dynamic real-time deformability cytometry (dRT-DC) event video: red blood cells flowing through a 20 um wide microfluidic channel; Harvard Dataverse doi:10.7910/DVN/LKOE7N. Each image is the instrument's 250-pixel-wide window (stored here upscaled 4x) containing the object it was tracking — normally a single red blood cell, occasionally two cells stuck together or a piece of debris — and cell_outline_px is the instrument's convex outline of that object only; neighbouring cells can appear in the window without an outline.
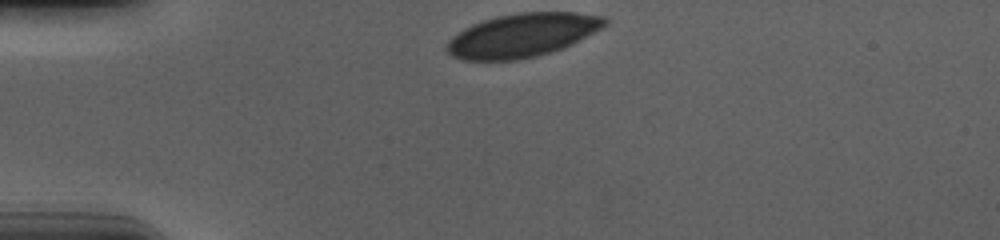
{"species": "human", "species_latin": "Homo sapiens", "temperature_condition": "cold", "stored_images_in_passage": 34, "camera_frame_rate_fps": 3000, "um_per_image_px": 0.085, "donor": {"sex": "male"}, "frame": {"image": 1, "passage_image": 1, "time_ms": 0.0, "image_size_px": [1000, 240], "cell_outline_px": [[608, 24], [572, 44], [564, 48], [552, 52], [536, 56], [516, 60], [464, 60], [452, 56], [444, 48], [448, 40], [452, 36], [464, 28], [472, 24], [496, 16], [520, 12], [576, 12], [604, 16], [608, 20]], "centroid_in_image_um": [44.39, 2.99], "position_along_channel_um": 40.6, "area_um2": 40.29}}
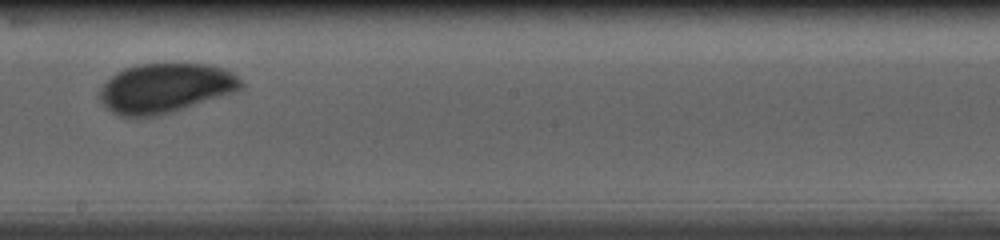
{"frame": {"image": 2, "passage_image": 20, "time_ms": 6.333, "image_size_px": [1000, 240], "cell_outline_px": [[244, 88], [236, 92], [160, 116], [120, 116], [112, 112], [96, 96], [100, 88], [116, 72], [124, 68], [136, 64], [208, 64], [224, 68], [232, 72], [244, 80]], "centroid_in_image_um": [14.09, 7.49], "position_along_channel_um": 234.1, "area_um2": 41.21}}
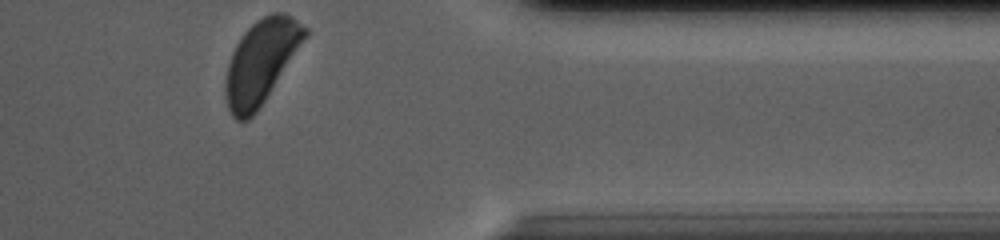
{"frame": {"image": 3, "passage_image": 34, "time_ms": 11.0, "image_size_px": [1000, 240], "cell_outline_px": [[308, 36], [256, 112], [248, 120], [236, 120], [232, 116], [228, 108], [224, 96], [224, 84], [228, 64], [232, 52], [236, 44], [244, 32], [256, 20], [272, 12], [284, 12], [292, 16], [308, 28]], "centroid_in_image_um": [22.18, 5.23], "position_along_channel_um": 389.2, "area_um2": 38.61}, "authors_computed_cell_mechanics": {"area_um2": 40.46, "velocity_mm_per_s": 3.6433, "shape_relaxation_time_tau1_ms": 4.05, "shape_relaxation_time_tau2_ms": null, "deformation_change_tau1": 0.0949, "deformation_change_tau2": null}}